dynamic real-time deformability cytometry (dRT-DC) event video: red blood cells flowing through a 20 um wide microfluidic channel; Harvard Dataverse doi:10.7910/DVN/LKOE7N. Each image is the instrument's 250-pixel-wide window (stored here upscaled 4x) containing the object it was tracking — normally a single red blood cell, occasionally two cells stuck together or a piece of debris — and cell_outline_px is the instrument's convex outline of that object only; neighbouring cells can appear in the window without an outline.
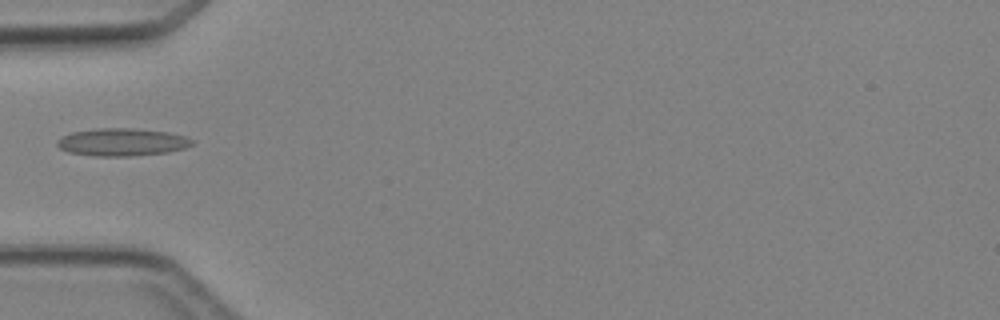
{"species": "Egyptian fruit bat (a non-hibernating species)", "species_latin": "Rousettus aegyptiacus", "temperature_condition": "cold", "stored_images_in_passage": 2, "camera_frame_rate_fps": 3000, "um_per_image_px": 0.085, "animal": {"sex": "female"}, "frame": {"image": 1, "passage_image": 2, "time_ms": 1.0, "image_size_px": [1000, 320], "cell_outline_px": [[196, 140], [192, 144], [184, 148], [168, 152], [132, 156], [92, 156], [68, 152], [60, 148], [56, 144], [56, 140], [60, 136], [72, 132], [96, 128], [132, 128], [168, 132], [184, 136]], "centroid_in_image_um": [10.34, 12.08], "position_along_channel_um": 74.7, "area_um2": 21.91}}